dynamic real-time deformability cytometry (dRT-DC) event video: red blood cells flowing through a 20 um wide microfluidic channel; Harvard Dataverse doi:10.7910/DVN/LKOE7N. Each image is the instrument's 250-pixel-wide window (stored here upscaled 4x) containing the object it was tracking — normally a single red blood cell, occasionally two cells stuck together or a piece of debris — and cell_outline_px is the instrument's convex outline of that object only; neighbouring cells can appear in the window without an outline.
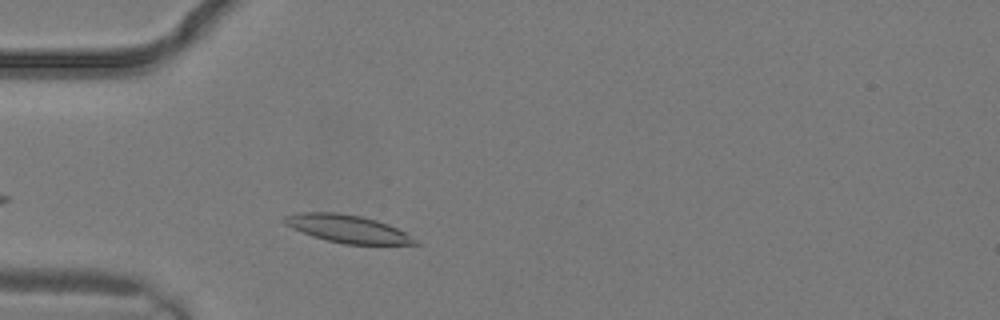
{"species": "common noctule bat (a hibernating species)", "species_latin": "Nyctalus noctula", "temperature_condition": "warm", "stored_images_in_passage": 7, "camera_frame_rate_fps": 3000, "um_per_image_px": 0.085, "animal": {"sex": "male", "body_mass_g": 19.2, "forearm_length_mm": 51.8}, "frame": {"image": 1, "passage_image": 4, "time_ms": 1.0, "image_size_px": [1000, 320], "cell_outline_px": [[420, 244], [344, 244], [312, 236], [292, 228], [284, 224], [280, 220], [280, 216], [300, 212], [336, 212], [360, 216], [376, 220], [388, 224], [420, 240]], "centroid_in_image_um": [29.49, 19.43], "position_along_channel_um": 55.5, "area_um2": 21.21}}
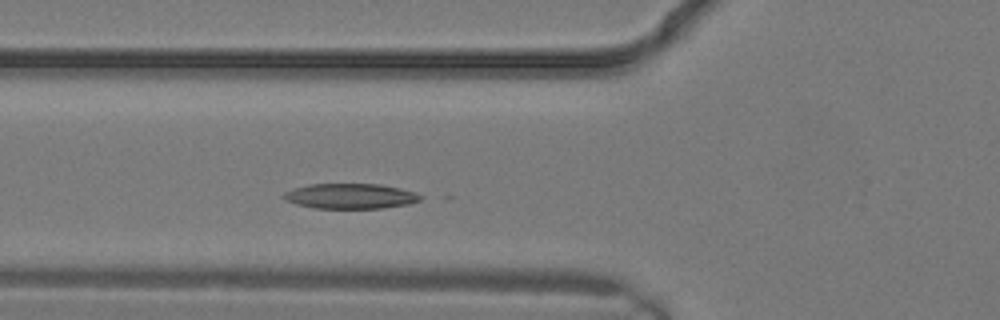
{"frame": {"image": 2, "passage_image": 6, "time_ms": 1.667, "image_size_px": [1000, 320], "cell_outline_px": [[424, 196], [420, 200], [408, 204], [380, 208], [312, 208], [296, 204], [284, 200], [280, 196], [284, 192], [308, 184], [380, 184], [400, 188], [416, 192]], "centroid_in_image_um": [29.77, 16.67], "position_along_channel_um": 96.0, "area_um2": 20.17}}